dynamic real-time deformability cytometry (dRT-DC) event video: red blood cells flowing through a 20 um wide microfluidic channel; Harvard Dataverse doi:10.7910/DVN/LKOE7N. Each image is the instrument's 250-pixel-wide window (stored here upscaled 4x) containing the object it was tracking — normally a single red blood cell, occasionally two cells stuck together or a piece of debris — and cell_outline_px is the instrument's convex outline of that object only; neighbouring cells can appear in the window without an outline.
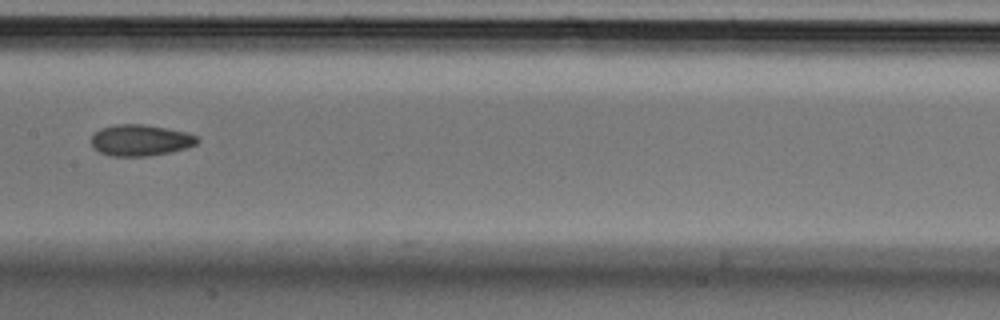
{"species": "Egyptian fruit bat (a non-hibernating species)", "species_latin": "Rousettus aegyptiacus", "temperature_condition": "cold", "stored_images_in_passage": 8, "camera_frame_rate_fps": 3000, "um_per_image_px": 0.085, "animal": {"sex": "male"}, "frame": {"image": 1, "passage_image": 8, "time_ms": 2.333, "image_size_px": [1000, 320], "cell_outline_px": [[200, 140], [196, 144], [188, 148], [148, 156], [112, 156], [100, 152], [92, 148], [92, 136], [100, 128], [112, 124], [144, 124], [168, 128], [188, 132], [196, 136]], "centroid_in_image_um": [11.94, 11.91], "position_along_channel_um": 195.5, "area_um2": 19.48}}